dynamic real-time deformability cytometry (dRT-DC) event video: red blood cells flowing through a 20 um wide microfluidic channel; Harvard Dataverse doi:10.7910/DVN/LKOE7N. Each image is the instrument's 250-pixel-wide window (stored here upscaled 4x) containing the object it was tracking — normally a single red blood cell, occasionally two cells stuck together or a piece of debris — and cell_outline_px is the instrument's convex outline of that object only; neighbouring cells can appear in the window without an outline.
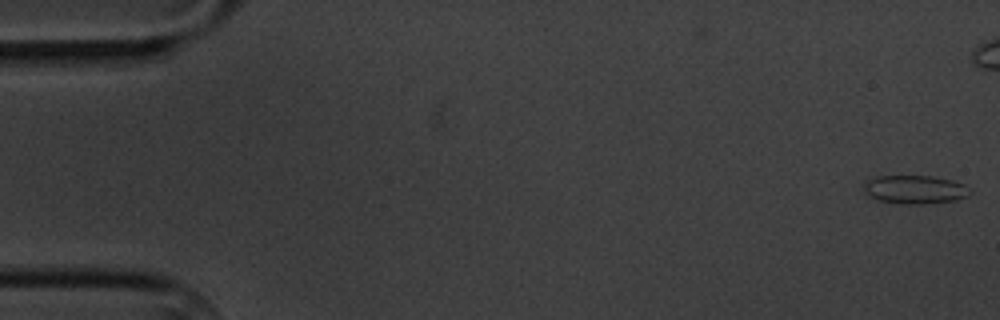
{"species": "common noctule bat (a hibernating species)", "species_latin": "Nyctalus noctula", "temperature_condition": "cold", "stored_images_in_passage": 9, "segment_of_instrument_passage": [1, 2], "camera_frame_rate_fps": 3000, "um_per_image_px": 0.085, "animal": {"sex": "male", "body_mass_g": 20.1, "forearm_length_mm": 53.5}, "frame": {"image": 1, "passage_image": 1, "time_ms": 0.0, "image_size_px": [1000, 320], "cell_outline_px": [[972, 192], [968, 196], [956, 200], [924, 204], [900, 204], [880, 200], [868, 196], [864, 192], [864, 184], [868, 180], [880, 176], [932, 176], [952, 180], [964, 184]], "centroid_in_image_um": [77.79, 16.12], "position_along_channel_um": 7.2, "area_um2": 17.63}}
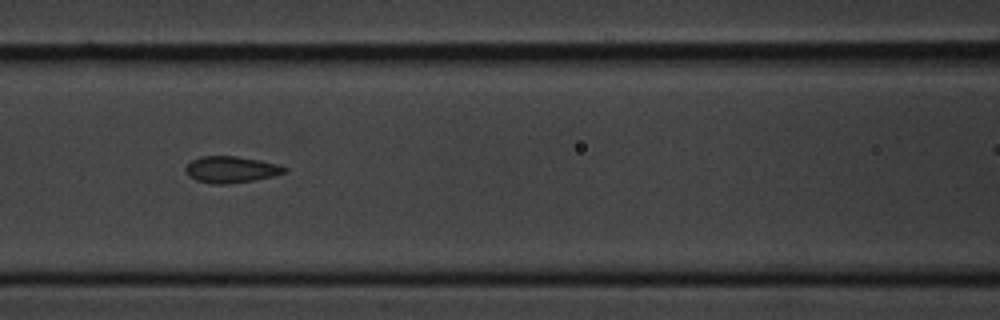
{"frame": {"image": 2, "passage_image": 7, "time_ms": 8.0, "image_size_px": [1000, 320], "cell_outline_px": [[288, 172], [272, 176], [252, 180], [228, 184], [212, 184], [196, 180], [188, 176], [184, 168], [192, 160], [200, 156], [236, 156], [260, 160], [280, 164], [288, 168]], "centroid_in_image_um": [19.65, 14.4], "position_along_channel_um": 146.9, "area_um2": 15.37}}
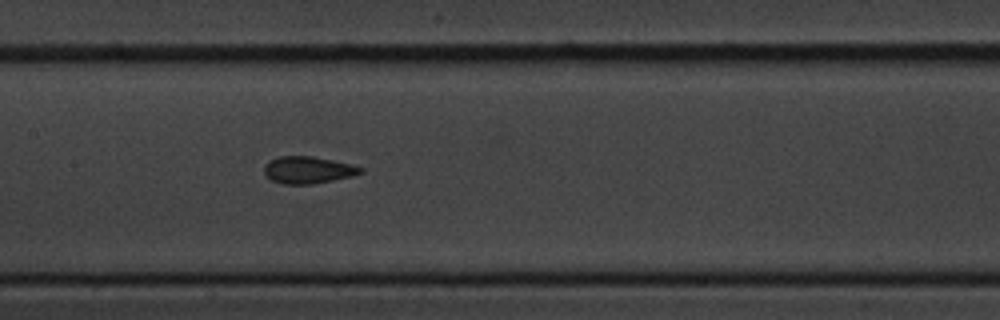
{"frame": {"image": 3, "passage_image": 8, "time_ms": 9.0, "image_size_px": [1000, 320], "cell_outline_px": [[364, 172], [352, 176], [312, 184], [284, 184], [272, 180], [264, 172], [264, 164], [268, 160], [280, 156], [312, 156], [352, 164], [364, 168]], "centroid_in_image_um": [26.19, 14.44], "position_along_channel_um": 181.2, "area_um2": 15.2}}